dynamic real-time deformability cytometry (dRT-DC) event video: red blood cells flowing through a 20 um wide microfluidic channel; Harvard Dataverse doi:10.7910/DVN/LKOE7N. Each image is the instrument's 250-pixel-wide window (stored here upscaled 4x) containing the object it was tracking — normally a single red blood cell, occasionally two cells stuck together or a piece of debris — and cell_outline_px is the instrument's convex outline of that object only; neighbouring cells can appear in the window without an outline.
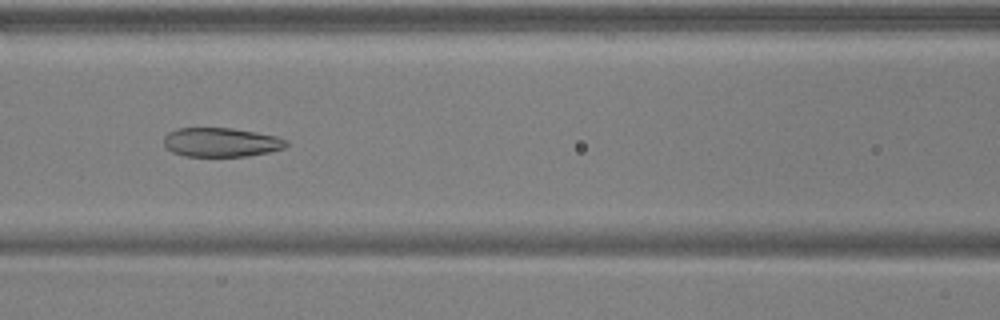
{"species": "common noctule bat (a hibernating species)", "species_latin": "Nyctalus noctula", "temperature_condition": "warm", "stored_images_in_passage": 7, "camera_frame_rate_fps": 3000, "um_per_image_px": 0.085, "animal": {"sex": "male", "body_mass_g": 17.9, "forearm_length_mm": 54.2}, "frame": {"image": 1, "passage_image": 7, "time_ms": 2.0, "image_size_px": [1000, 320], "cell_outline_px": [[288, 144], [284, 148], [268, 152], [248, 156], [184, 156], [172, 152], [164, 144], [164, 136], [168, 132], [176, 128], [232, 128], [256, 132], [276, 136], [288, 140]], "centroid_in_image_um": [18.79, 12.09], "position_along_channel_um": 147.8, "area_um2": 20.81}}